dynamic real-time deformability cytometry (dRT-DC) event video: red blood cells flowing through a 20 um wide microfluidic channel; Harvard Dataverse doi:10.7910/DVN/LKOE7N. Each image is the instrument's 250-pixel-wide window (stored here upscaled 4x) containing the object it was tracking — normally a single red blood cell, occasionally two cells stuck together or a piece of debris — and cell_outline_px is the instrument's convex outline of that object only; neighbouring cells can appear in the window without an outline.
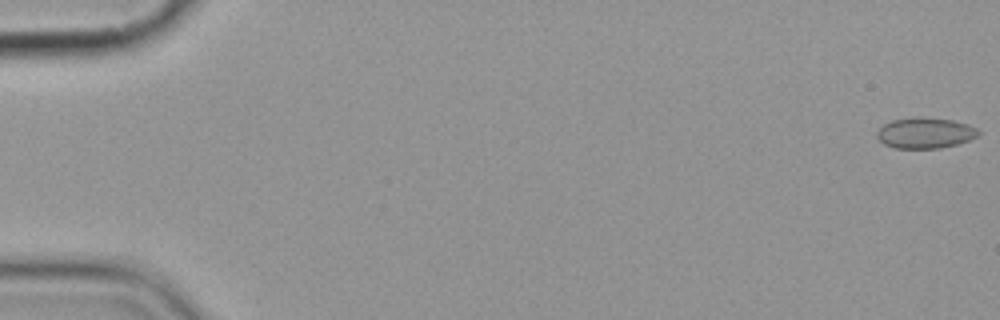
{"species": "common noctule bat (a hibernating species)", "species_latin": "Nyctalus noctula", "temperature_condition": "cold", "stored_images_in_passage": 3, "camera_frame_rate_fps": 3000, "um_per_image_px": 0.085, "animal": {"sex": "female", "body_mass_g": 19.9}, "frame": {"image": 1, "passage_image": 1, "time_ms": 0.0, "image_size_px": [1000, 320], "cell_outline_px": [[980, 132], [976, 136], [968, 140], [956, 144], [940, 148], [896, 148], [884, 144], [876, 136], [876, 132], [884, 124], [892, 120], [920, 116], [952, 120], [968, 124], [976, 128]], "centroid_in_image_um": [78.62, 11.29], "position_along_channel_um": 6.4, "area_um2": 18.09}}